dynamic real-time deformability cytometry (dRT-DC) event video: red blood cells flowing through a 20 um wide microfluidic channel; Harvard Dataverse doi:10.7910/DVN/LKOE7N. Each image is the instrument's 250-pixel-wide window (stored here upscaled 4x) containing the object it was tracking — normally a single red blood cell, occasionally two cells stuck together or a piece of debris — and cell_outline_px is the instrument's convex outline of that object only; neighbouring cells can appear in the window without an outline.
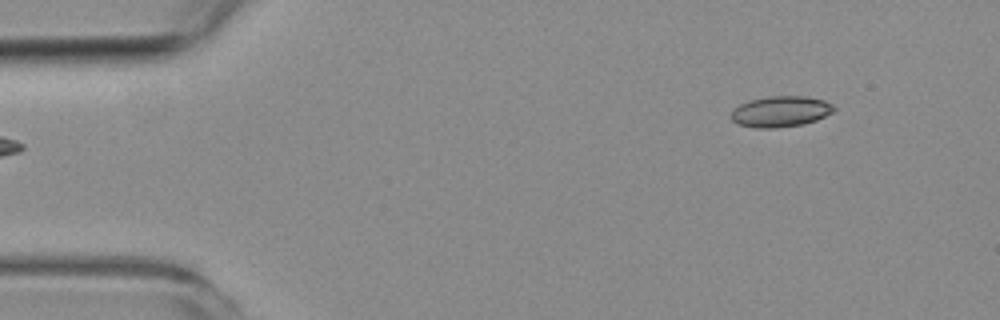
{"species": "common noctule bat (a hibernating species)", "species_latin": "Nyctalus noctula", "temperature_condition": "room temperature", "stored_images_in_passage": 2, "camera_frame_rate_fps": 3000, "um_per_image_px": 0.085, "animal": {"sex": "female", "body_mass_g": 19.3, "forearm_length_mm": 54.1}, "frame": {"image": 1, "passage_image": 2, "time_ms": 1.0, "image_size_px": [1000, 320], "cell_outline_px": [[836, 108], [832, 112], [816, 120], [804, 124], [776, 128], [756, 128], [736, 124], [732, 120], [732, 112], [740, 104], [748, 100], [768, 96], [804, 96], [824, 100], [832, 104]], "centroid_in_image_um": [66.35, 9.48], "position_along_channel_um": 18.7, "area_um2": 18.5}}